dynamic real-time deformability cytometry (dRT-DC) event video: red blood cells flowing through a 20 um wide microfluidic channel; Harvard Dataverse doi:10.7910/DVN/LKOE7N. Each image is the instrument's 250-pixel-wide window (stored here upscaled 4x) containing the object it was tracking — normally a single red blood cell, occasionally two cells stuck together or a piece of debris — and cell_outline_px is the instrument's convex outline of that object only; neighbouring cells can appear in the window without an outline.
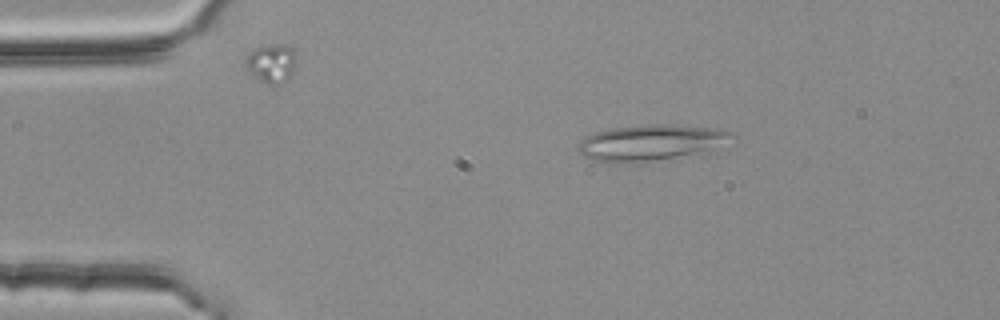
{"species": "common noctule bat (a hibernating species)", "species_latin": "Nyctalus noctula", "temperature_condition": "room temperature", "stored_images_in_passage": 55, "camera_frame_rate_fps": 3000, "um_per_image_px": 0.085, "animal": {"sex": "female", "body_mass_g": 25.1}, "frame": {"image": 1, "passage_image": 10, "time_ms": 3.0, "image_size_px": [1000, 320], "cell_outline_px": [[728, 132], [708, 152], [640, 164], [612, 164], [592, 160], [584, 156], [576, 148], [580, 140], [596, 132], [612, 128], [640, 124], [676, 124], [716, 128]], "centroid_in_image_um": [55.13, 12.16], "position_along_channel_um": 29.9, "area_um2": 32.31}}
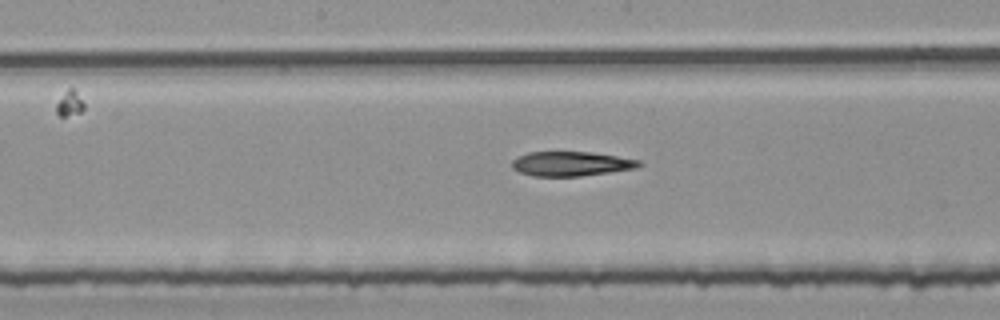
{"frame": {"image": 2, "passage_image": 28, "time_ms": 9.0, "image_size_px": [1000, 320], "cell_outline_px": [[640, 164], [636, 168], [580, 176], [532, 176], [520, 172], [512, 168], [512, 160], [516, 156], [528, 152], [592, 152], [640, 160]], "centroid_in_image_um": [48.48, 13.91], "position_along_channel_um": 199.7, "area_um2": 18.03}}
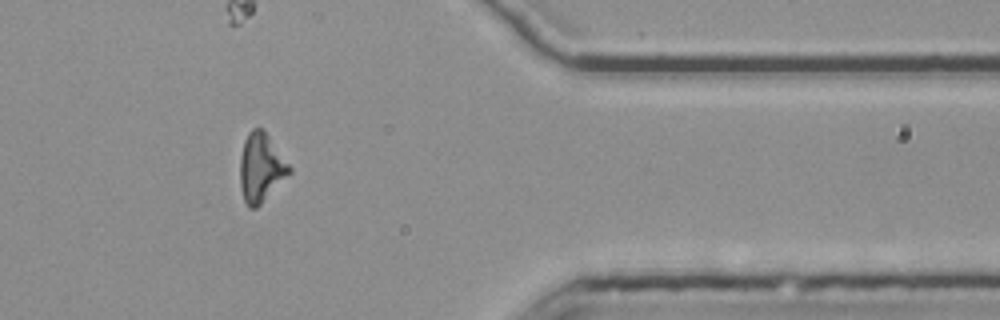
{"frame": {"image": 3, "passage_image": 45, "time_ms": 14.667, "image_size_px": [1000, 320], "cell_outline_px": [[292, 172], [256, 208], [248, 208], [244, 200], [240, 184], [240, 156], [244, 140], [248, 132], [252, 128], [264, 128], [292, 168]], "centroid_in_image_um": [22.18, 14.22], "position_along_channel_um": 389.2, "area_um2": 19.88}}